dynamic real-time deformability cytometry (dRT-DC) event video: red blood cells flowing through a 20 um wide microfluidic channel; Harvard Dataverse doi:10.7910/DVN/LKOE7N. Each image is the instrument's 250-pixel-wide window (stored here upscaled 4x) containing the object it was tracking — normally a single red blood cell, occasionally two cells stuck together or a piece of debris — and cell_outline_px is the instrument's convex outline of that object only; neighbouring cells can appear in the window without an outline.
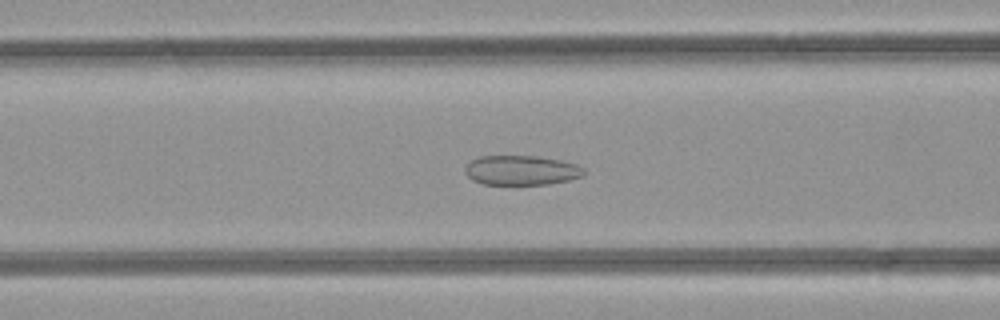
{"species": "common noctule bat (a hibernating species)", "species_latin": "Nyctalus noctula", "temperature_condition": "room temperature", "stored_images_in_passage": 34, "camera_frame_rate_fps": 3000, "um_per_image_px": 0.085, "animal": {"sex": "female", "body_mass_g": 21.9}, "frame": {"image": 1, "passage_image": 12, "time_ms": 3.667, "image_size_px": [1000, 320], "cell_outline_px": [[584, 176], [568, 180], [548, 184], [484, 184], [472, 180], [464, 172], [464, 168], [472, 160], [480, 156], [536, 156], [560, 160], [576, 164], [584, 168]], "centroid_in_image_um": [44.31, 14.47], "position_along_channel_um": 122.3, "area_um2": 20.46}}
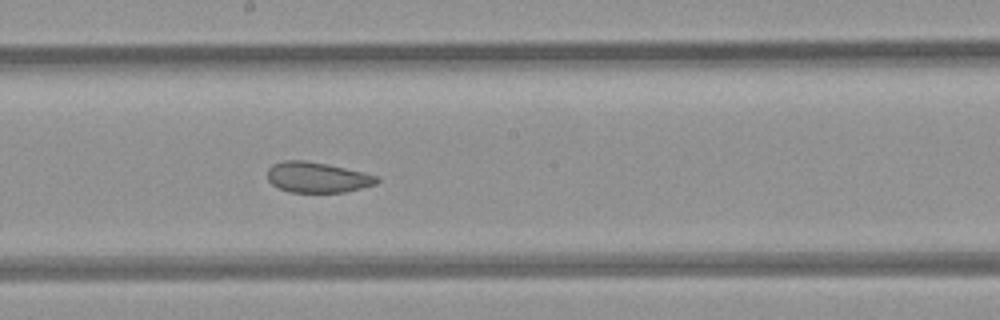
{"frame": {"image": 2, "passage_image": 19, "time_ms": 6.0, "image_size_px": [1000, 320], "cell_outline_px": [[380, 180], [376, 184], [344, 192], [288, 192], [272, 184], [268, 180], [268, 168], [272, 164], [284, 160], [304, 160], [328, 164], [364, 172], [380, 176]], "centroid_in_image_um": [26.98, 15.06], "position_along_channel_um": 221.2, "area_um2": 19.54}}
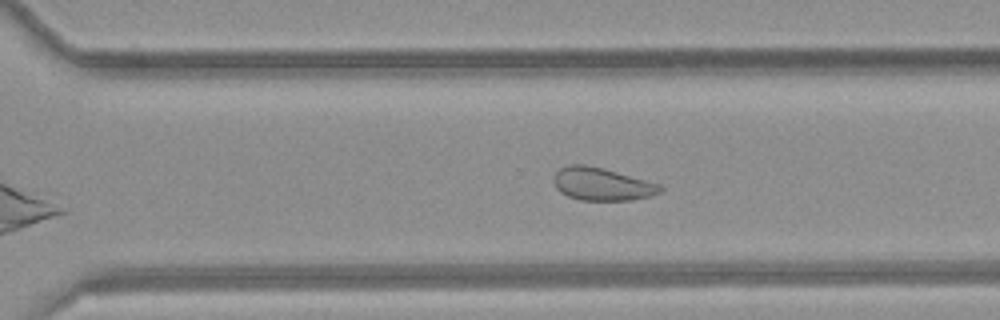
{"frame": {"image": 3, "passage_image": 26, "time_ms": 8.333, "image_size_px": [1000, 320], "cell_outline_px": [[664, 188], [660, 192], [648, 196], [632, 200], [580, 200], [568, 196], [560, 192], [556, 188], [552, 180], [552, 176], [560, 168], [568, 164], [584, 164], [604, 168], [660, 184]], "centroid_in_image_um": [51.12, 15.64], "position_along_channel_um": 319.5, "area_um2": 20.46}, "authors_computed_cell_mechanics": {"area_um2": 20.9236, "velocity_mm_per_s": 4.2325, "shape_relaxation_time_tau1_ms": null, "shape_relaxation_time_tau2_ms": 1.6663, "deformation_change_tau1": null, "deformation_change_tau2": 0.0702}}